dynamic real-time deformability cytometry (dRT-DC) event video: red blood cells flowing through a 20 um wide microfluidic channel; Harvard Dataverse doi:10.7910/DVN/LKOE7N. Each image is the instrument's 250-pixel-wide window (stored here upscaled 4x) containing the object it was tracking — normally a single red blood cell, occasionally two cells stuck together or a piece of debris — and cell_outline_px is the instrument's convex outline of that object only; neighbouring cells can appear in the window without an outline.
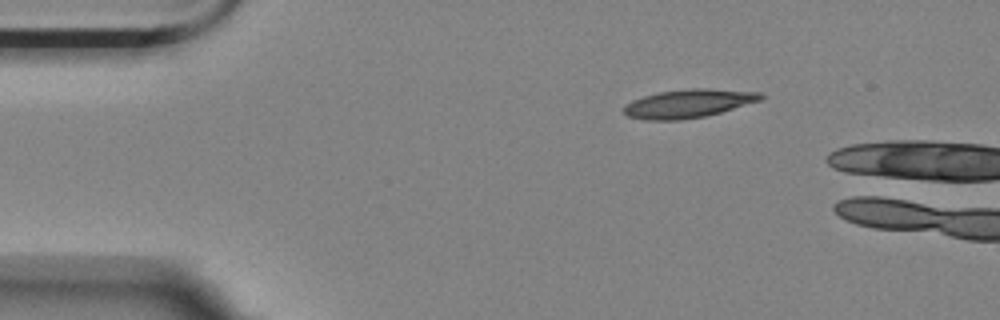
{"species": "Egyptian fruit bat (a non-hibernating species)", "species_latin": "Rousettus aegyptiacus", "temperature_condition": "room temperature", "stored_images_in_passage": 7, "camera_frame_rate_fps": 3000, "um_per_image_px": 0.085, "animal": {"sex": "female"}, "frame": {"image": 1, "passage_image": 1, "time_ms": 0.0, "image_size_px": [1000, 320], "cell_outline_px": [[764, 96], [760, 100], [720, 112], [704, 116], [680, 120], [644, 120], [628, 116], [624, 112], [624, 104], [632, 100], [644, 96], [660, 92], [692, 88], [708, 88], [760, 92]], "centroid_in_image_um": [58.48, 8.8], "position_along_channel_um": 26.5, "area_um2": 22.48}}